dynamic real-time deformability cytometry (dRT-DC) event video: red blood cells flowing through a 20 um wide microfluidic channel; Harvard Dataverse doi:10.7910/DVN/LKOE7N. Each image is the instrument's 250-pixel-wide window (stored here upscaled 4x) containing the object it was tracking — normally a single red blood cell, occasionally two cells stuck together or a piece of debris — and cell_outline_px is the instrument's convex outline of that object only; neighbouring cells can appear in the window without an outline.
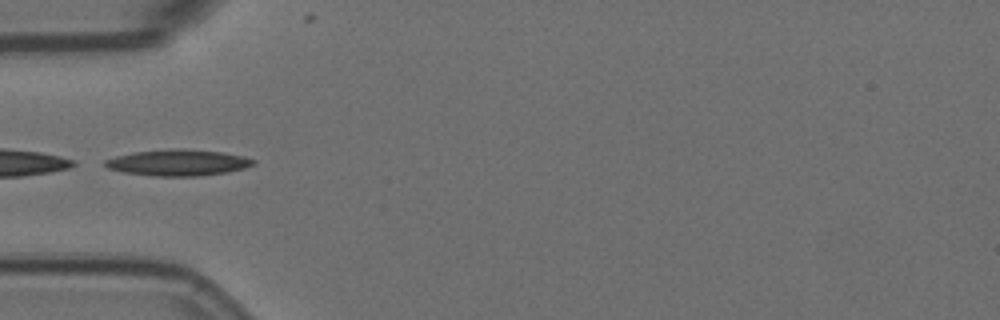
{"species": "Egyptian fruit bat (a non-hibernating species)", "species_latin": "Rousettus aegyptiacus", "temperature_condition": "room temperature", "stored_images_in_passage": 11, "camera_frame_rate_fps": 3000, "um_per_image_px": 0.085, "animal": {"sex": "female"}, "frame": {"image": 1, "passage_image": 2, "time_ms": 0.333, "image_size_px": [1000, 320], "cell_outline_px": [[256, 164], [244, 168], [228, 172], [200, 176], [156, 176], [124, 172], [108, 168], [104, 164], [104, 160], [116, 156], [132, 152], [172, 148], [184, 148], [224, 152], [244, 156], [256, 160]], "centroid_in_image_um": [15.17, 13.81], "position_along_channel_um": 69.8, "area_um2": 22.89}}
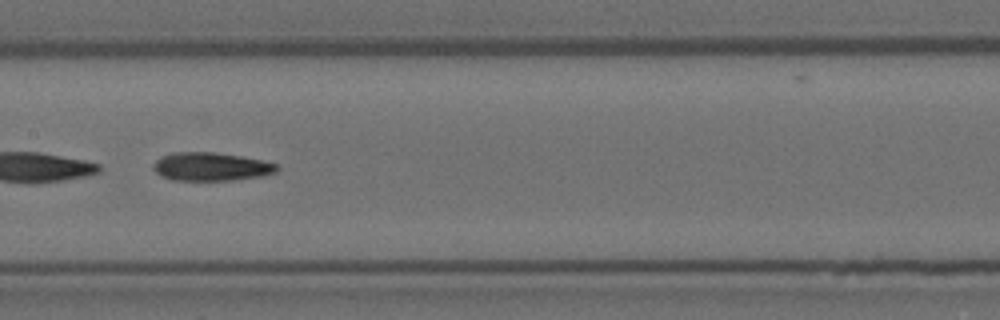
{"frame": {"image": 2, "passage_image": 5, "time_ms": 1.333, "image_size_px": [1000, 320], "cell_outline_px": [[280, 168], [276, 172], [264, 176], [232, 180], [172, 180], [160, 176], [152, 168], [152, 164], [156, 160], [164, 156], [176, 152], [212, 152], [240, 156], [260, 160], [276, 164]], "centroid_in_image_um": [17.93, 14.17], "position_along_channel_um": 189.5, "area_um2": 20.35}}
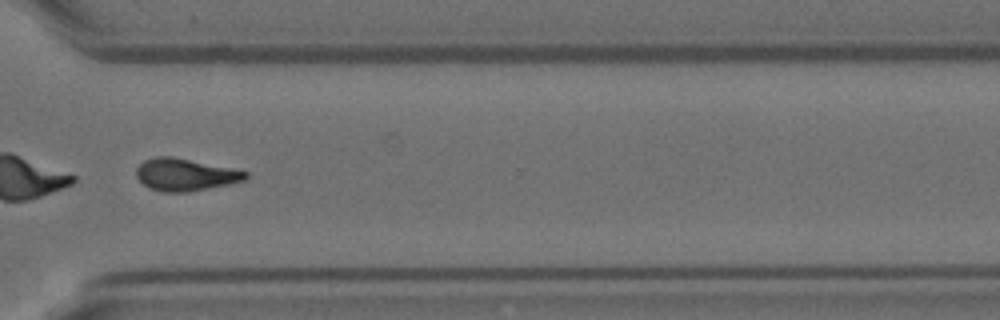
{"frame": {"image": 3, "passage_image": 9, "time_ms": 2.667, "image_size_px": [1000, 320], "cell_outline_px": [[248, 176], [244, 180], [228, 184], [188, 192], [160, 192], [148, 188], [136, 176], [136, 168], [144, 160], [152, 156], [172, 156], [248, 172]], "centroid_in_image_um": [15.68, 14.84], "position_along_channel_um": 354.9, "area_um2": 20.4}}